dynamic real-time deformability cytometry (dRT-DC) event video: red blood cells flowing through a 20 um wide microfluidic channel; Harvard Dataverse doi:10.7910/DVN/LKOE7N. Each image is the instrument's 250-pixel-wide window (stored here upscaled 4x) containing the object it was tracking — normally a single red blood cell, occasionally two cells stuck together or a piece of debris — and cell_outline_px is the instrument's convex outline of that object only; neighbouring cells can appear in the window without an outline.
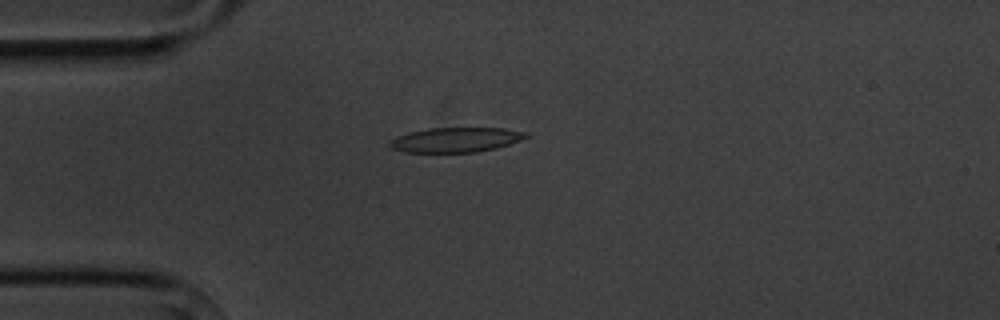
{"species": "common noctule bat (a hibernating species)", "species_latin": "Nyctalus noctula", "temperature_condition": "cold", "stored_images_in_passage": 2, "camera_frame_rate_fps": 3000, "um_per_image_px": 0.085, "animal": {"sex": "male", "body_mass_g": 20.1, "forearm_length_mm": 53.5}, "frame": {"image": 1, "passage_image": 2, "time_ms": 1.0, "image_size_px": [1000, 320], "cell_outline_px": [[528, 136], [520, 140], [496, 148], [476, 152], [404, 152], [392, 148], [388, 144], [388, 140], [396, 136], [428, 128], [504, 128], [528, 132]], "centroid_in_image_um": [38.72, 11.88], "position_along_channel_um": 46.3, "area_um2": 19.59}}